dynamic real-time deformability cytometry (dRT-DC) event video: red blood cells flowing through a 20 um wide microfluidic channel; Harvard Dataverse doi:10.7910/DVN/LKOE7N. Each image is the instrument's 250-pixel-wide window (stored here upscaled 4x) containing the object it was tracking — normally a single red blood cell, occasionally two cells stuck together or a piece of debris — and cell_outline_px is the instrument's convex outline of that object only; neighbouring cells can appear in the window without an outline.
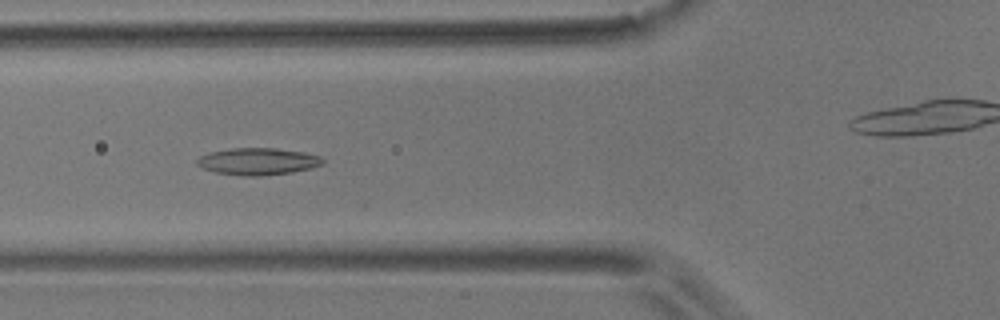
{"species": "common noctule bat (a hibernating species)", "species_latin": "Nyctalus noctula", "temperature_condition": "room temperature", "stored_images_in_passage": 9, "camera_frame_rate_fps": 3000, "um_per_image_px": 0.085, "animal": {"sex": "male", "body_mass_g": 17.9}, "frame": {"image": 1, "passage_image": 7, "time_ms": 7.0, "image_size_px": [1000, 320], "cell_outline_px": [[324, 164], [312, 168], [292, 172], [260, 176], [248, 176], [216, 172], [204, 168], [196, 164], [196, 160], [200, 156], [208, 152], [232, 148], [276, 148], [304, 152], [320, 156], [324, 160]], "centroid_in_image_um": [21.94, 13.71], "position_along_channel_um": 103.9, "area_um2": 19.77}}
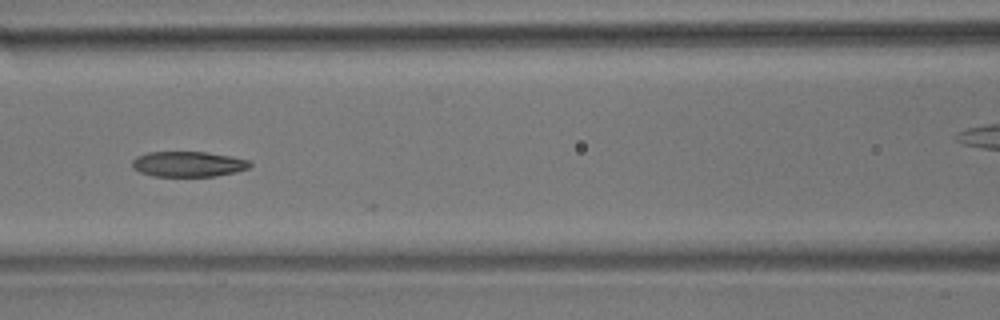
{"frame": {"image": 2, "passage_image": 8, "time_ms": 8.333, "image_size_px": [1000, 320], "cell_outline_px": [[252, 164], [248, 168], [236, 172], [216, 176], [152, 176], [140, 172], [132, 168], [132, 160], [136, 156], [148, 152], [208, 152], [248, 160]], "centroid_in_image_um": [15.96, 13.95], "position_along_channel_um": 150.6, "area_um2": 17.4}}